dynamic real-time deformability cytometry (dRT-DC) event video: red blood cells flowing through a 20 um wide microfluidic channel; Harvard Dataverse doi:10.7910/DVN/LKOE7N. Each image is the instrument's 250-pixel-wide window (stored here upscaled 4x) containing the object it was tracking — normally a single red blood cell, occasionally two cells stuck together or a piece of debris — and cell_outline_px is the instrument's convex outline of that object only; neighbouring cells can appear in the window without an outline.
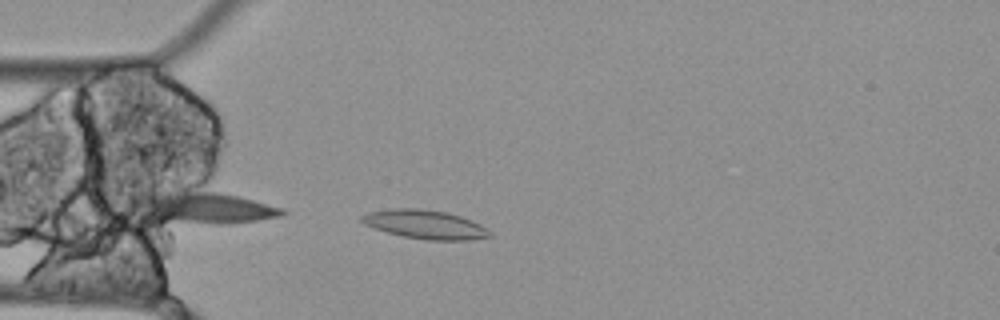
{"species": "Egyptian fruit bat (a non-hibernating species)", "species_latin": "Rousettus aegyptiacus", "temperature_condition": "cold", "stored_images_in_passage": 26, "camera_frame_rate_fps": 3000, "um_per_image_px": 0.085, "animal": {"sex": "female"}, "frame": {"image": 1, "passage_image": 1, "time_ms": 0.0, "image_size_px": [1000, 320], "cell_outline_px": [[492, 236], [468, 240], [428, 240], [404, 236], [388, 232], [364, 224], [360, 220], [360, 216], [368, 212], [396, 208], [420, 208], [444, 212], [460, 216], [472, 220], [488, 228], [492, 232]], "centroid_in_image_um": [36.16, 19.07], "position_along_channel_um": 48.8, "area_um2": 21.39}}
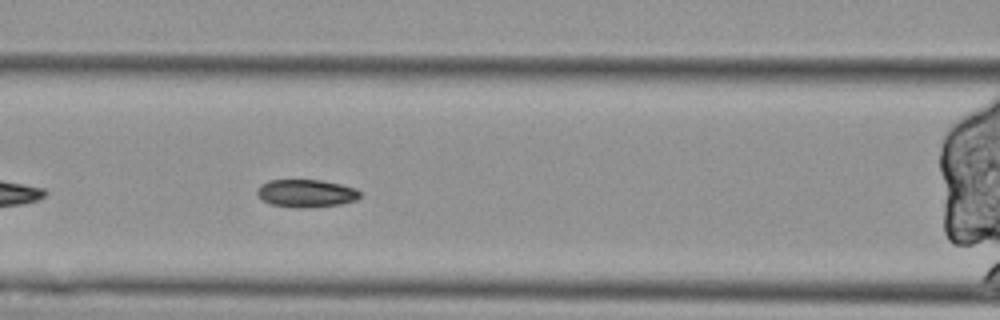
{"frame": {"image": 2, "passage_image": 9, "time_ms": 2.667, "image_size_px": [1000, 320], "cell_outline_px": [[360, 196], [356, 200], [340, 204], [304, 208], [296, 208], [268, 204], [256, 192], [260, 184], [268, 180], [320, 180], [340, 184], [356, 188], [360, 192]], "centroid_in_image_um": [26.01, 16.43], "position_along_channel_um": 140.6, "area_um2": 16.65}}
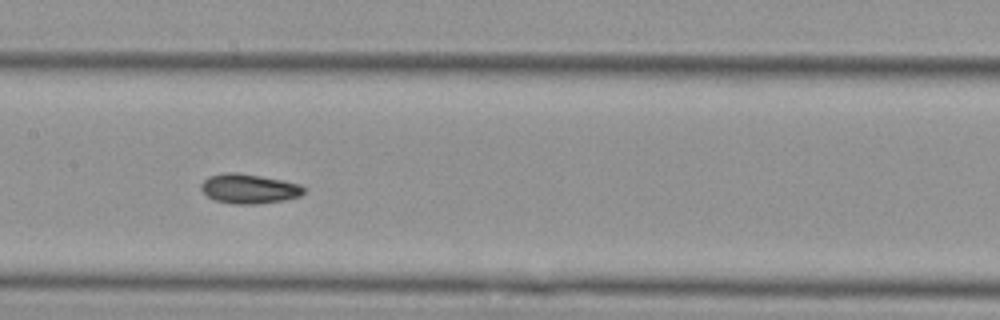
{"frame": {"image": 3, "passage_image": 13, "time_ms": 4.0, "image_size_px": [1000, 320], "cell_outline_px": [[304, 192], [300, 196], [284, 200], [256, 204], [232, 204], [212, 200], [200, 188], [200, 184], [208, 176], [260, 176], [300, 184], [304, 188]], "centroid_in_image_um": [21.19, 16.11], "position_along_channel_um": 186.2, "area_um2": 16.82}}